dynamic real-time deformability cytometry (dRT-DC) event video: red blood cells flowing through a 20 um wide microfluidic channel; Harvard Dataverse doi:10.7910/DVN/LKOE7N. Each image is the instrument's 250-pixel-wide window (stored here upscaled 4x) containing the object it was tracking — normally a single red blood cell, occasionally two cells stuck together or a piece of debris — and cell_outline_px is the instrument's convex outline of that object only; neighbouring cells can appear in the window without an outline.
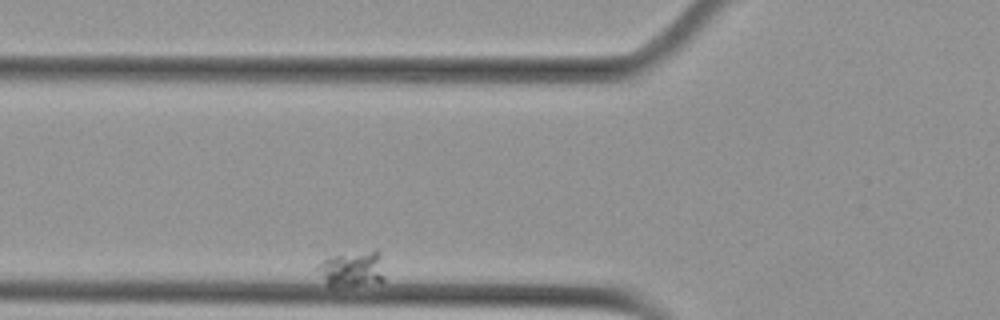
{"species": "Egyptian fruit bat (a non-hibernating species)", "species_latin": "Rousettus aegyptiacus", "temperature_condition": "cold", "stored_images_in_passage": 4, "camera_frame_rate_fps": 3000, "um_per_image_px": 0.085, "animal": {"sex": "female"}, "frame": {"image": 1, "passage_image": 2, "time_ms": 0.333, "image_size_px": [1000, 320], "cell_outline_px": [[384, 280], [336, 288], [328, 288], [316, 268], [316, 264], [320, 260], [332, 256], [376, 248], [380, 252], [384, 276]], "centroid_in_image_um": [29.88, 22.84], "position_along_channel_um": 95.9, "area_um2": 14.33}}
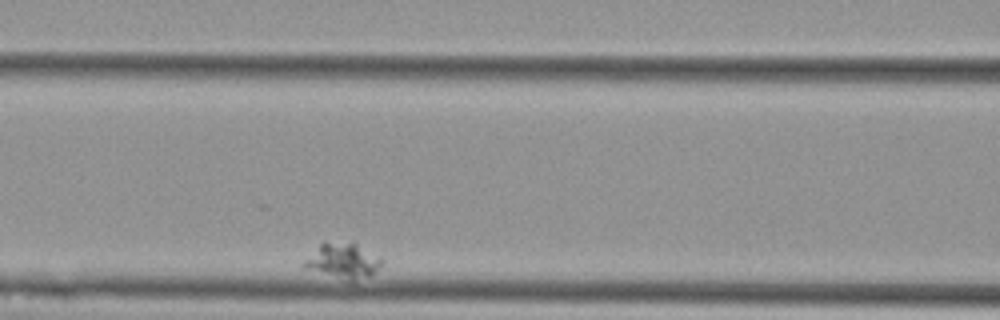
{"frame": {"image": 2, "passage_image": 4, "time_ms": 1.0, "image_size_px": [1000, 320], "cell_outline_px": [[384, 260], [372, 276], [352, 284], [304, 268], [300, 264], [320, 244], [356, 244], [384, 256]], "centroid_in_image_um": [29.22, 22.27], "position_along_channel_um": 137.4, "area_um2": 16.36}}